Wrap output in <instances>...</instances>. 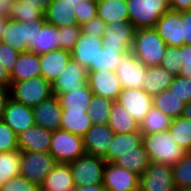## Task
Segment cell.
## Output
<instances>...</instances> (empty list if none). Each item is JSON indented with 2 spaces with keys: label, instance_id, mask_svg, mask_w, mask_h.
<instances>
[{
  "label": "cell",
  "instance_id": "6da1fadb",
  "mask_svg": "<svg viewBox=\"0 0 191 191\" xmlns=\"http://www.w3.org/2000/svg\"><path fill=\"white\" fill-rule=\"evenodd\" d=\"M142 145L152 163H160L170 167L179 162L187 152L177 144L169 130L143 134Z\"/></svg>",
  "mask_w": 191,
  "mask_h": 191
},
{
  "label": "cell",
  "instance_id": "7a4b0ae2",
  "mask_svg": "<svg viewBox=\"0 0 191 191\" xmlns=\"http://www.w3.org/2000/svg\"><path fill=\"white\" fill-rule=\"evenodd\" d=\"M167 47L155 28L135 30L132 51L145 66H159Z\"/></svg>",
  "mask_w": 191,
  "mask_h": 191
},
{
  "label": "cell",
  "instance_id": "3957f363",
  "mask_svg": "<svg viewBox=\"0 0 191 191\" xmlns=\"http://www.w3.org/2000/svg\"><path fill=\"white\" fill-rule=\"evenodd\" d=\"M9 88L13 100L31 108L53 95L51 83L42 76L11 82Z\"/></svg>",
  "mask_w": 191,
  "mask_h": 191
},
{
  "label": "cell",
  "instance_id": "277c9868",
  "mask_svg": "<svg viewBox=\"0 0 191 191\" xmlns=\"http://www.w3.org/2000/svg\"><path fill=\"white\" fill-rule=\"evenodd\" d=\"M129 21L135 29L154 28L157 21L169 10L163 0H126Z\"/></svg>",
  "mask_w": 191,
  "mask_h": 191
},
{
  "label": "cell",
  "instance_id": "5b68a950",
  "mask_svg": "<svg viewBox=\"0 0 191 191\" xmlns=\"http://www.w3.org/2000/svg\"><path fill=\"white\" fill-rule=\"evenodd\" d=\"M49 153L57 163L69 164L86 153L83 137L63 129L53 131Z\"/></svg>",
  "mask_w": 191,
  "mask_h": 191
},
{
  "label": "cell",
  "instance_id": "8992f818",
  "mask_svg": "<svg viewBox=\"0 0 191 191\" xmlns=\"http://www.w3.org/2000/svg\"><path fill=\"white\" fill-rule=\"evenodd\" d=\"M45 19H33L19 22L9 18L6 29L2 35V42L15 48L17 51L28 52L34 45L37 28H41Z\"/></svg>",
  "mask_w": 191,
  "mask_h": 191
},
{
  "label": "cell",
  "instance_id": "52a82bcc",
  "mask_svg": "<svg viewBox=\"0 0 191 191\" xmlns=\"http://www.w3.org/2000/svg\"><path fill=\"white\" fill-rule=\"evenodd\" d=\"M106 161L87 153L69 163L75 187L101 184Z\"/></svg>",
  "mask_w": 191,
  "mask_h": 191
},
{
  "label": "cell",
  "instance_id": "ba28073f",
  "mask_svg": "<svg viewBox=\"0 0 191 191\" xmlns=\"http://www.w3.org/2000/svg\"><path fill=\"white\" fill-rule=\"evenodd\" d=\"M56 164V160L49 152H21L20 175L40 186Z\"/></svg>",
  "mask_w": 191,
  "mask_h": 191
},
{
  "label": "cell",
  "instance_id": "9c48e42d",
  "mask_svg": "<svg viewBox=\"0 0 191 191\" xmlns=\"http://www.w3.org/2000/svg\"><path fill=\"white\" fill-rule=\"evenodd\" d=\"M115 73L122 88L143 89L148 67L133 54L132 50H129L123 54Z\"/></svg>",
  "mask_w": 191,
  "mask_h": 191
},
{
  "label": "cell",
  "instance_id": "30bf717a",
  "mask_svg": "<svg viewBox=\"0 0 191 191\" xmlns=\"http://www.w3.org/2000/svg\"><path fill=\"white\" fill-rule=\"evenodd\" d=\"M139 191H175L172 167L151 162L140 175Z\"/></svg>",
  "mask_w": 191,
  "mask_h": 191
},
{
  "label": "cell",
  "instance_id": "8fae6325",
  "mask_svg": "<svg viewBox=\"0 0 191 191\" xmlns=\"http://www.w3.org/2000/svg\"><path fill=\"white\" fill-rule=\"evenodd\" d=\"M139 180L138 174L107 162L102 184L107 191H139Z\"/></svg>",
  "mask_w": 191,
  "mask_h": 191
},
{
  "label": "cell",
  "instance_id": "7c38bea8",
  "mask_svg": "<svg viewBox=\"0 0 191 191\" xmlns=\"http://www.w3.org/2000/svg\"><path fill=\"white\" fill-rule=\"evenodd\" d=\"M139 124L153 107L152 97L144 89L123 88L117 101Z\"/></svg>",
  "mask_w": 191,
  "mask_h": 191
},
{
  "label": "cell",
  "instance_id": "4fadbf2b",
  "mask_svg": "<svg viewBox=\"0 0 191 191\" xmlns=\"http://www.w3.org/2000/svg\"><path fill=\"white\" fill-rule=\"evenodd\" d=\"M87 83L96 96L117 101L122 86L114 71H87Z\"/></svg>",
  "mask_w": 191,
  "mask_h": 191
},
{
  "label": "cell",
  "instance_id": "5bb4252c",
  "mask_svg": "<svg viewBox=\"0 0 191 191\" xmlns=\"http://www.w3.org/2000/svg\"><path fill=\"white\" fill-rule=\"evenodd\" d=\"M87 69L70 59L64 71L52 82V92L54 95L70 93L71 90L87 85Z\"/></svg>",
  "mask_w": 191,
  "mask_h": 191
},
{
  "label": "cell",
  "instance_id": "9a60e30c",
  "mask_svg": "<svg viewBox=\"0 0 191 191\" xmlns=\"http://www.w3.org/2000/svg\"><path fill=\"white\" fill-rule=\"evenodd\" d=\"M135 30L130 21H119L107 25L102 37L103 48L132 50Z\"/></svg>",
  "mask_w": 191,
  "mask_h": 191
},
{
  "label": "cell",
  "instance_id": "2e32d148",
  "mask_svg": "<svg viewBox=\"0 0 191 191\" xmlns=\"http://www.w3.org/2000/svg\"><path fill=\"white\" fill-rule=\"evenodd\" d=\"M35 125L56 131L61 127L62 109L58 97L51 95L32 108Z\"/></svg>",
  "mask_w": 191,
  "mask_h": 191
},
{
  "label": "cell",
  "instance_id": "e0dca14e",
  "mask_svg": "<svg viewBox=\"0 0 191 191\" xmlns=\"http://www.w3.org/2000/svg\"><path fill=\"white\" fill-rule=\"evenodd\" d=\"M102 48V38L81 32L75 46L70 51L71 59L88 71L92 65H96L98 51Z\"/></svg>",
  "mask_w": 191,
  "mask_h": 191
},
{
  "label": "cell",
  "instance_id": "ac0fdd59",
  "mask_svg": "<svg viewBox=\"0 0 191 191\" xmlns=\"http://www.w3.org/2000/svg\"><path fill=\"white\" fill-rule=\"evenodd\" d=\"M114 137V131L108 126L95 125L83 136L85 151L88 155L104 159L109 145Z\"/></svg>",
  "mask_w": 191,
  "mask_h": 191
},
{
  "label": "cell",
  "instance_id": "d6986e66",
  "mask_svg": "<svg viewBox=\"0 0 191 191\" xmlns=\"http://www.w3.org/2000/svg\"><path fill=\"white\" fill-rule=\"evenodd\" d=\"M2 120L17 134L20 135L34 123L33 110L31 107L16 102L12 98L8 100Z\"/></svg>",
  "mask_w": 191,
  "mask_h": 191
},
{
  "label": "cell",
  "instance_id": "ffe728a7",
  "mask_svg": "<svg viewBox=\"0 0 191 191\" xmlns=\"http://www.w3.org/2000/svg\"><path fill=\"white\" fill-rule=\"evenodd\" d=\"M53 131L33 125L18 135V150L21 152H49Z\"/></svg>",
  "mask_w": 191,
  "mask_h": 191
},
{
  "label": "cell",
  "instance_id": "44dd1931",
  "mask_svg": "<svg viewBox=\"0 0 191 191\" xmlns=\"http://www.w3.org/2000/svg\"><path fill=\"white\" fill-rule=\"evenodd\" d=\"M181 12L168 10L157 21L155 29L168 47H181Z\"/></svg>",
  "mask_w": 191,
  "mask_h": 191
},
{
  "label": "cell",
  "instance_id": "7402d4cb",
  "mask_svg": "<svg viewBox=\"0 0 191 191\" xmlns=\"http://www.w3.org/2000/svg\"><path fill=\"white\" fill-rule=\"evenodd\" d=\"M71 59L70 51L63 49L52 50L40 55L41 76L52 84L64 71Z\"/></svg>",
  "mask_w": 191,
  "mask_h": 191
},
{
  "label": "cell",
  "instance_id": "603a6c76",
  "mask_svg": "<svg viewBox=\"0 0 191 191\" xmlns=\"http://www.w3.org/2000/svg\"><path fill=\"white\" fill-rule=\"evenodd\" d=\"M74 5L70 0H52L44 12L45 21L58 28L77 25Z\"/></svg>",
  "mask_w": 191,
  "mask_h": 191
},
{
  "label": "cell",
  "instance_id": "cb8c5ba5",
  "mask_svg": "<svg viewBox=\"0 0 191 191\" xmlns=\"http://www.w3.org/2000/svg\"><path fill=\"white\" fill-rule=\"evenodd\" d=\"M143 134L141 132L114 133L113 140L105 153L104 160L113 162L121 154L133 152L142 146Z\"/></svg>",
  "mask_w": 191,
  "mask_h": 191
},
{
  "label": "cell",
  "instance_id": "d4e9b609",
  "mask_svg": "<svg viewBox=\"0 0 191 191\" xmlns=\"http://www.w3.org/2000/svg\"><path fill=\"white\" fill-rule=\"evenodd\" d=\"M75 188L69 164L57 163L40 185L41 191L73 190Z\"/></svg>",
  "mask_w": 191,
  "mask_h": 191
},
{
  "label": "cell",
  "instance_id": "484cf974",
  "mask_svg": "<svg viewBox=\"0 0 191 191\" xmlns=\"http://www.w3.org/2000/svg\"><path fill=\"white\" fill-rule=\"evenodd\" d=\"M39 76H41L40 55L29 51L21 52L10 74L11 82L25 81Z\"/></svg>",
  "mask_w": 191,
  "mask_h": 191
},
{
  "label": "cell",
  "instance_id": "4316f807",
  "mask_svg": "<svg viewBox=\"0 0 191 191\" xmlns=\"http://www.w3.org/2000/svg\"><path fill=\"white\" fill-rule=\"evenodd\" d=\"M59 41V28L45 21L41 28H37L34 45L29 49V52L41 55L60 49Z\"/></svg>",
  "mask_w": 191,
  "mask_h": 191
},
{
  "label": "cell",
  "instance_id": "83f0119b",
  "mask_svg": "<svg viewBox=\"0 0 191 191\" xmlns=\"http://www.w3.org/2000/svg\"><path fill=\"white\" fill-rule=\"evenodd\" d=\"M62 111H88V107L94 96L89 85L71 90L70 93L56 95Z\"/></svg>",
  "mask_w": 191,
  "mask_h": 191
},
{
  "label": "cell",
  "instance_id": "f1b7e54d",
  "mask_svg": "<svg viewBox=\"0 0 191 191\" xmlns=\"http://www.w3.org/2000/svg\"><path fill=\"white\" fill-rule=\"evenodd\" d=\"M97 16L107 25L129 21L126 0H97Z\"/></svg>",
  "mask_w": 191,
  "mask_h": 191
},
{
  "label": "cell",
  "instance_id": "f546056e",
  "mask_svg": "<svg viewBox=\"0 0 191 191\" xmlns=\"http://www.w3.org/2000/svg\"><path fill=\"white\" fill-rule=\"evenodd\" d=\"M108 126L114 133L128 134L132 132H140L139 124L133 119L128 111L116 101H114L111 108Z\"/></svg>",
  "mask_w": 191,
  "mask_h": 191
},
{
  "label": "cell",
  "instance_id": "4dcf8cb0",
  "mask_svg": "<svg viewBox=\"0 0 191 191\" xmlns=\"http://www.w3.org/2000/svg\"><path fill=\"white\" fill-rule=\"evenodd\" d=\"M112 163L131 172L142 175L151 163L144 146L134 149L133 152L121 154Z\"/></svg>",
  "mask_w": 191,
  "mask_h": 191
},
{
  "label": "cell",
  "instance_id": "1f68e13d",
  "mask_svg": "<svg viewBox=\"0 0 191 191\" xmlns=\"http://www.w3.org/2000/svg\"><path fill=\"white\" fill-rule=\"evenodd\" d=\"M143 89L153 98L158 93L169 88L174 76L162 66L148 67Z\"/></svg>",
  "mask_w": 191,
  "mask_h": 191
},
{
  "label": "cell",
  "instance_id": "d6a6232c",
  "mask_svg": "<svg viewBox=\"0 0 191 191\" xmlns=\"http://www.w3.org/2000/svg\"><path fill=\"white\" fill-rule=\"evenodd\" d=\"M92 126L86 111H62L60 129L83 137Z\"/></svg>",
  "mask_w": 191,
  "mask_h": 191
},
{
  "label": "cell",
  "instance_id": "836d02e7",
  "mask_svg": "<svg viewBox=\"0 0 191 191\" xmlns=\"http://www.w3.org/2000/svg\"><path fill=\"white\" fill-rule=\"evenodd\" d=\"M173 118L164 114L161 110L151 108L149 113L139 123V131L142 134H154L162 131L169 130Z\"/></svg>",
  "mask_w": 191,
  "mask_h": 191
},
{
  "label": "cell",
  "instance_id": "e575fe53",
  "mask_svg": "<svg viewBox=\"0 0 191 191\" xmlns=\"http://www.w3.org/2000/svg\"><path fill=\"white\" fill-rule=\"evenodd\" d=\"M153 106L171 118L182 116L186 102L172 94L168 89L158 93L153 98Z\"/></svg>",
  "mask_w": 191,
  "mask_h": 191
},
{
  "label": "cell",
  "instance_id": "d590c367",
  "mask_svg": "<svg viewBox=\"0 0 191 191\" xmlns=\"http://www.w3.org/2000/svg\"><path fill=\"white\" fill-rule=\"evenodd\" d=\"M21 151L13 150L0 153V185L20 175Z\"/></svg>",
  "mask_w": 191,
  "mask_h": 191
},
{
  "label": "cell",
  "instance_id": "8d00e7d4",
  "mask_svg": "<svg viewBox=\"0 0 191 191\" xmlns=\"http://www.w3.org/2000/svg\"><path fill=\"white\" fill-rule=\"evenodd\" d=\"M130 49L102 48L98 51L96 65H92L88 71H116L124 53Z\"/></svg>",
  "mask_w": 191,
  "mask_h": 191
},
{
  "label": "cell",
  "instance_id": "74e56055",
  "mask_svg": "<svg viewBox=\"0 0 191 191\" xmlns=\"http://www.w3.org/2000/svg\"><path fill=\"white\" fill-rule=\"evenodd\" d=\"M114 101L94 95L88 107V115L95 125L108 124L111 108Z\"/></svg>",
  "mask_w": 191,
  "mask_h": 191
},
{
  "label": "cell",
  "instance_id": "f35d334b",
  "mask_svg": "<svg viewBox=\"0 0 191 191\" xmlns=\"http://www.w3.org/2000/svg\"><path fill=\"white\" fill-rule=\"evenodd\" d=\"M174 140L177 144L185 149L187 152L191 151V120L179 116L172 120L171 126L169 127Z\"/></svg>",
  "mask_w": 191,
  "mask_h": 191
},
{
  "label": "cell",
  "instance_id": "ab89813d",
  "mask_svg": "<svg viewBox=\"0 0 191 191\" xmlns=\"http://www.w3.org/2000/svg\"><path fill=\"white\" fill-rule=\"evenodd\" d=\"M172 171L175 188H191V151L186 152Z\"/></svg>",
  "mask_w": 191,
  "mask_h": 191
},
{
  "label": "cell",
  "instance_id": "60d3db41",
  "mask_svg": "<svg viewBox=\"0 0 191 191\" xmlns=\"http://www.w3.org/2000/svg\"><path fill=\"white\" fill-rule=\"evenodd\" d=\"M9 18L19 22L31 21L33 19H45L44 12L38 5L25 4L20 0H14Z\"/></svg>",
  "mask_w": 191,
  "mask_h": 191
},
{
  "label": "cell",
  "instance_id": "b9f144b4",
  "mask_svg": "<svg viewBox=\"0 0 191 191\" xmlns=\"http://www.w3.org/2000/svg\"><path fill=\"white\" fill-rule=\"evenodd\" d=\"M160 66L168 70L174 77L182 68L180 47H167Z\"/></svg>",
  "mask_w": 191,
  "mask_h": 191
},
{
  "label": "cell",
  "instance_id": "7bdbcfd3",
  "mask_svg": "<svg viewBox=\"0 0 191 191\" xmlns=\"http://www.w3.org/2000/svg\"><path fill=\"white\" fill-rule=\"evenodd\" d=\"M18 150V135L0 120V153Z\"/></svg>",
  "mask_w": 191,
  "mask_h": 191
},
{
  "label": "cell",
  "instance_id": "ee69618b",
  "mask_svg": "<svg viewBox=\"0 0 191 191\" xmlns=\"http://www.w3.org/2000/svg\"><path fill=\"white\" fill-rule=\"evenodd\" d=\"M82 32L81 25H72L59 28L60 48L71 51Z\"/></svg>",
  "mask_w": 191,
  "mask_h": 191
},
{
  "label": "cell",
  "instance_id": "f6af8a7d",
  "mask_svg": "<svg viewBox=\"0 0 191 191\" xmlns=\"http://www.w3.org/2000/svg\"><path fill=\"white\" fill-rule=\"evenodd\" d=\"M74 15L78 25L97 16V1H81L74 5Z\"/></svg>",
  "mask_w": 191,
  "mask_h": 191
},
{
  "label": "cell",
  "instance_id": "bcb514c9",
  "mask_svg": "<svg viewBox=\"0 0 191 191\" xmlns=\"http://www.w3.org/2000/svg\"><path fill=\"white\" fill-rule=\"evenodd\" d=\"M168 90L186 103L191 101V79L175 76Z\"/></svg>",
  "mask_w": 191,
  "mask_h": 191
},
{
  "label": "cell",
  "instance_id": "7dc6e473",
  "mask_svg": "<svg viewBox=\"0 0 191 191\" xmlns=\"http://www.w3.org/2000/svg\"><path fill=\"white\" fill-rule=\"evenodd\" d=\"M1 191H41L40 186L23 177L15 176L1 184Z\"/></svg>",
  "mask_w": 191,
  "mask_h": 191
},
{
  "label": "cell",
  "instance_id": "c3c4849f",
  "mask_svg": "<svg viewBox=\"0 0 191 191\" xmlns=\"http://www.w3.org/2000/svg\"><path fill=\"white\" fill-rule=\"evenodd\" d=\"M20 52L10 45L0 41V64L11 74Z\"/></svg>",
  "mask_w": 191,
  "mask_h": 191
},
{
  "label": "cell",
  "instance_id": "681fc988",
  "mask_svg": "<svg viewBox=\"0 0 191 191\" xmlns=\"http://www.w3.org/2000/svg\"><path fill=\"white\" fill-rule=\"evenodd\" d=\"M107 24L98 16L81 25L82 32L102 38Z\"/></svg>",
  "mask_w": 191,
  "mask_h": 191
},
{
  "label": "cell",
  "instance_id": "f907efd6",
  "mask_svg": "<svg viewBox=\"0 0 191 191\" xmlns=\"http://www.w3.org/2000/svg\"><path fill=\"white\" fill-rule=\"evenodd\" d=\"M182 68L178 76L191 79V45L180 47Z\"/></svg>",
  "mask_w": 191,
  "mask_h": 191
},
{
  "label": "cell",
  "instance_id": "816d5d0a",
  "mask_svg": "<svg viewBox=\"0 0 191 191\" xmlns=\"http://www.w3.org/2000/svg\"><path fill=\"white\" fill-rule=\"evenodd\" d=\"M180 27L182 45H191V10L181 12Z\"/></svg>",
  "mask_w": 191,
  "mask_h": 191
},
{
  "label": "cell",
  "instance_id": "f5cc1de1",
  "mask_svg": "<svg viewBox=\"0 0 191 191\" xmlns=\"http://www.w3.org/2000/svg\"><path fill=\"white\" fill-rule=\"evenodd\" d=\"M169 9L178 12L190 11L191 0H170Z\"/></svg>",
  "mask_w": 191,
  "mask_h": 191
},
{
  "label": "cell",
  "instance_id": "db71d44e",
  "mask_svg": "<svg viewBox=\"0 0 191 191\" xmlns=\"http://www.w3.org/2000/svg\"><path fill=\"white\" fill-rule=\"evenodd\" d=\"M10 98H11L10 88L5 86H0V120H2L4 110L6 109V105Z\"/></svg>",
  "mask_w": 191,
  "mask_h": 191
},
{
  "label": "cell",
  "instance_id": "11a10c76",
  "mask_svg": "<svg viewBox=\"0 0 191 191\" xmlns=\"http://www.w3.org/2000/svg\"><path fill=\"white\" fill-rule=\"evenodd\" d=\"M14 0H0V16L9 18Z\"/></svg>",
  "mask_w": 191,
  "mask_h": 191
},
{
  "label": "cell",
  "instance_id": "9f6ffc18",
  "mask_svg": "<svg viewBox=\"0 0 191 191\" xmlns=\"http://www.w3.org/2000/svg\"><path fill=\"white\" fill-rule=\"evenodd\" d=\"M11 78L7 69L0 64V86L10 87Z\"/></svg>",
  "mask_w": 191,
  "mask_h": 191
},
{
  "label": "cell",
  "instance_id": "6f0895ef",
  "mask_svg": "<svg viewBox=\"0 0 191 191\" xmlns=\"http://www.w3.org/2000/svg\"><path fill=\"white\" fill-rule=\"evenodd\" d=\"M72 191H107V190L101 183V184L75 187Z\"/></svg>",
  "mask_w": 191,
  "mask_h": 191
},
{
  "label": "cell",
  "instance_id": "680465c9",
  "mask_svg": "<svg viewBox=\"0 0 191 191\" xmlns=\"http://www.w3.org/2000/svg\"><path fill=\"white\" fill-rule=\"evenodd\" d=\"M22 3L38 5L45 12L52 0H20Z\"/></svg>",
  "mask_w": 191,
  "mask_h": 191
},
{
  "label": "cell",
  "instance_id": "91938a15",
  "mask_svg": "<svg viewBox=\"0 0 191 191\" xmlns=\"http://www.w3.org/2000/svg\"><path fill=\"white\" fill-rule=\"evenodd\" d=\"M8 21H9V18L0 16V41H2V35L6 29Z\"/></svg>",
  "mask_w": 191,
  "mask_h": 191
},
{
  "label": "cell",
  "instance_id": "94428289",
  "mask_svg": "<svg viewBox=\"0 0 191 191\" xmlns=\"http://www.w3.org/2000/svg\"><path fill=\"white\" fill-rule=\"evenodd\" d=\"M182 116L191 120V101L186 103Z\"/></svg>",
  "mask_w": 191,
  "mask_h": 191
},
{
  "label": "cell",
  "instance_id": "6125c7cd",
  "mask_svg": "<svg viewBox=\"0 0 191 191\" xmlns=\"http://www.w3.org/2000/svg\"><path fill=\"white\" fill-rule=\"evenodd\" d=\"M175 191H191V188H175Z\"/></svg>",
  "mask_w": 191,
  "mask_h": 191
},
{
  "label": "cell",
  "instance_id": "be15d7a7",
  "mask_svg": "<svg viewBox=\"0 0 191 191\" xmlns=\"http://www.w3.org/2000/svg\"><path fill=\"white\" fill-rule=\"evenodd\" d=\"M71 2L75 3V5L81 1H97V0H70Z\"/></svg>",
  "mask_w": 191,
  "mask_h": 191
},
{
  "label": "cell",
  "instance_id": "e7e4bbea",
  "mask_svg": "<svg viewBox=\"0 0 191 191\" xmlns=\"http://www.w3.org/2000/svg\"><path fill=\"white\" fill-rule=\"evenodd\" d=\"M163 1H165V2L169 5V1H170V0H163Z\"/></svg>",
  "mask_w": 191,
  "mask_h": 191
}]
</instances>
